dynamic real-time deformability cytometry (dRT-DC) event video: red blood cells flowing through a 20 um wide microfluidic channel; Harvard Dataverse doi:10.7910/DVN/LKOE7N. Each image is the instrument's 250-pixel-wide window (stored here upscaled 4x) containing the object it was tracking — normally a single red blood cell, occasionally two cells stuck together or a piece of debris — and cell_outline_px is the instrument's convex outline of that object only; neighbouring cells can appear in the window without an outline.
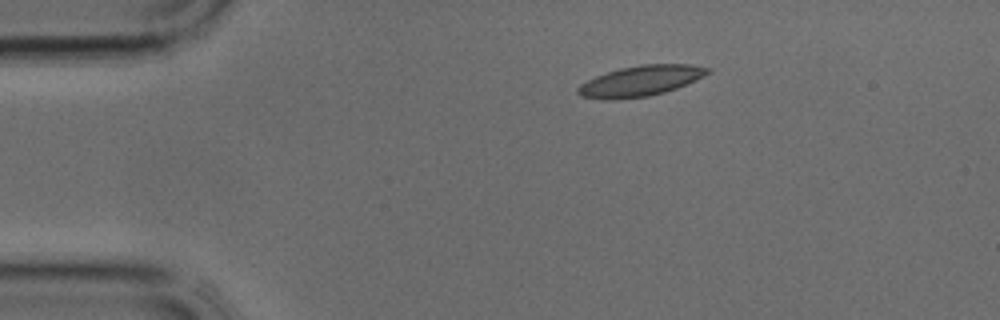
{"species": "common noctule bat (a hibernating species)", "species_latin": "Nyctalus noctula", "temperature_condition": "cold", "stored_images_in_passage": 26, "camera_frame_rate_fps": 3000, "um_per_image_px": 0.085, "animal": {"sex": "male", "body_mass_g": 17.9, "forearm_length_mm": 54.2}, "frame": {"image": 1, "passage_image": 1, "time_ms": 0.0, "image_size_px": [1000, 320], "cell_outline_px": [[712, 72], [696, 80], [676, 88], [664, 92], [648, 96], [616, 100], [608, 100], [580, 96], [576, 92], [576, 88], [580, 84], [596, 76], [620, 68], [644, 64], [688, 64], [712, 68]], "centroid_in_image_um": [54.45, 6.88], "position_along_channel_um": 30.5, "area_um2": 23.12}}
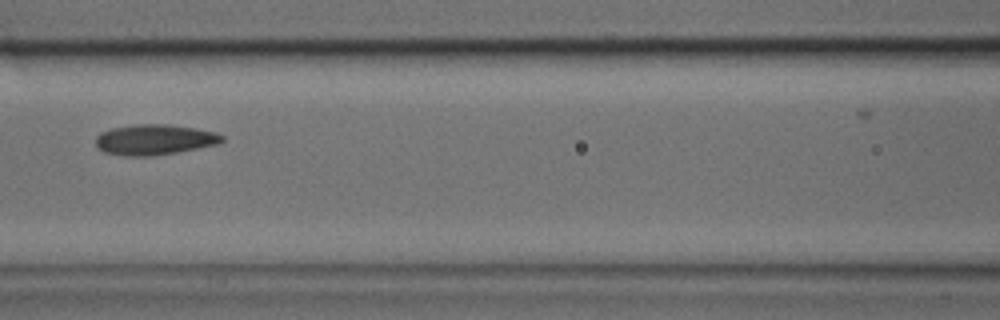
{"frame": {"image": 2, "passage_image": 11, "time_ms": 3.333, "image_size_px": [1000, 320], "cell_outline_px": [[224, 140], [220, 144], [176, 152], [152, 156], [124, 156], [104, 152], [96, 148], [96, 136], [100, 132], [112, 128], [136, 124], [168, 124], [196, 128], [216, 132], [224, 136]], "centroid_in_image_um": [13.13, 11.87], "position_along_channel_um": 153.5, "area_um2": 22.66}}
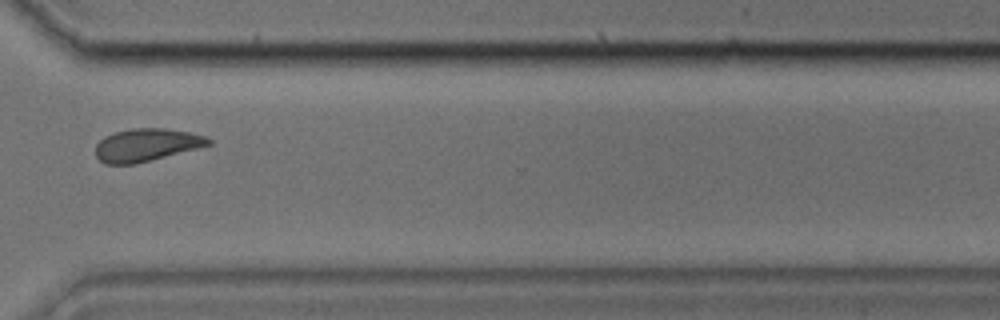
{"frame": {"image": 3, "passage_image": 23, "time_ms": 7.333, "image_size_px": [1000, 320], "cell_outline_px": [[212, 144], [136, 164], [104, 164], [96, 156], [96, 144], [104, 136], [116, 132], [132, 128], [164, 128], [188, 132], [208, 136], [212, 140]], "centroid_in_image_um": [12.45, 12.32], "position_along_channel_um": 358.2, "area_um2": 21.5}}